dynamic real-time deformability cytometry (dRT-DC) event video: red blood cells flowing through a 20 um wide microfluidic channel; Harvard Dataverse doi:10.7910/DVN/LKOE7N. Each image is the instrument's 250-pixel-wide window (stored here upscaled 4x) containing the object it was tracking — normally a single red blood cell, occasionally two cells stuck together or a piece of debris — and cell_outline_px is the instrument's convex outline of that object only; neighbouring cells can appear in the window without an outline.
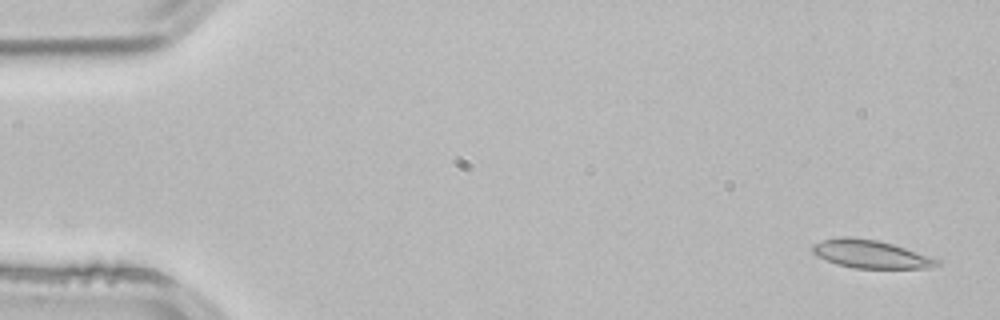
{"species": "common noctule bat (a hibernating species)", "species_latin": "Nyctalus noctula", "temperature_condition": "room temperature", "stored_images_in_passage": 4, "camera_frame_rate_fps": 3000, "um_per_image_px": 0.085, "animal": {"sex": "male", "body_mass_g": 21.5, "forearm_length_mm": 52.0}, "frame": {"image": 1, "passage_image": 1, "time_ms": 0.0, "image_size_px": [1000, 320], "cell_outline_px": [[940, 264], [932, 268], [856, 268], [836, 264], [816, 256], [812, 252], [812, 244], [824, 240], [840, 236], [848, 236], [876, 240], [892, 244], [940, 260]], "centroid_in_image_um": [73.96, 21.6], "position_along_channel_um": 11.0, "area_um2": 20.23}}